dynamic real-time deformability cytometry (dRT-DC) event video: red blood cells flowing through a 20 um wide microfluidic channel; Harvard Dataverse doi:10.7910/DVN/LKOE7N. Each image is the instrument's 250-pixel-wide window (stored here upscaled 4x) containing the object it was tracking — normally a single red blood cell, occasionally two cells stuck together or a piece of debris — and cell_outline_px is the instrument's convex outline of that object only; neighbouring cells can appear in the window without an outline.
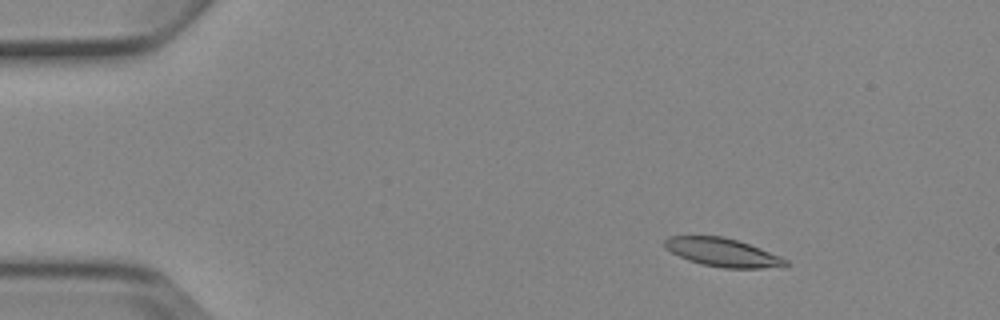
{"species": "Egyptian fruit bat (a non-hibernating species)", "species_latin": "Rousettus aegyptiacus", "temperature_condition": "cold", "stored_images_in_passage": 5, "camera_frame_rate_fps": 3000, "um_per_image_px": 0.085, "animal": {"sex": "female"}, "frame": {"image": 1, "passage_image": 3, "time_ms": 2.333, "image_size_px": [1000, 320], "cell_outline_px": [[788, 264], [784, 268], [724, 268], [704, 264], [688, 260], [664, 248], [664, 240], [668, 236], [724, 236], [760, 248], [780, 256], [788, 260]], "centroid_in_image_um": [61.45, 21.46], "position_along_channel_um": 23.5, "area_um2": 20.0}}